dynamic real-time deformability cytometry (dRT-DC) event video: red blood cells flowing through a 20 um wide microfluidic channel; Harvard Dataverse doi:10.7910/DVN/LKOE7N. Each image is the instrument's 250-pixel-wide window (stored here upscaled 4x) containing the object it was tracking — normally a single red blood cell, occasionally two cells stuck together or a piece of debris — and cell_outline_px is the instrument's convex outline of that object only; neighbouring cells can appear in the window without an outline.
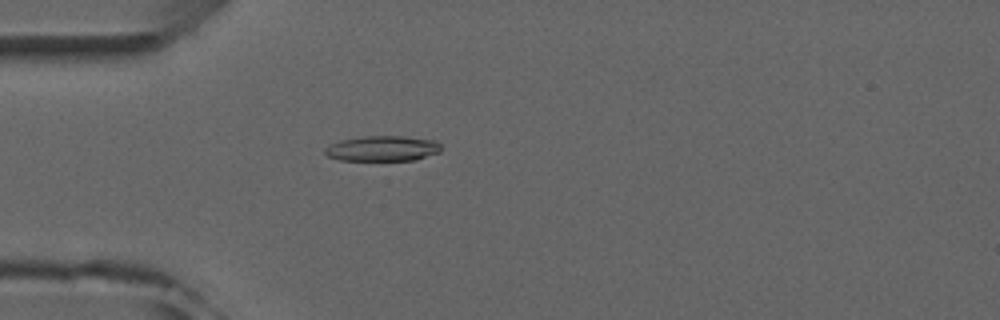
{"species": "common noctule bat (a hibernating species)", "species_latin": "Nyctalus noctula", "temperature_condition": "room temperature", "stored_images_in_passage": 3, "camera_frame_rate_fps": 3000, "um_per_image_px": 0.085, "animal": {"sex": "male", "forearm_length_mm": 52.5}, "frame": {"image": 1, "passage_image": 3, "time_ms": 3.0, "image_size_px": [1000, 320], "cell_outline_px": [[440, 152], [416, 160], [340, 160], [328, 156], [324, 152], [324, 148], [340, 140], [364, 136], [404, 136], [436, 140], [440, 144]], "centroid_in_image_um": [32.54, 12.62], "position_along_channel_um": 52.5, "area_um2": 17.17}}